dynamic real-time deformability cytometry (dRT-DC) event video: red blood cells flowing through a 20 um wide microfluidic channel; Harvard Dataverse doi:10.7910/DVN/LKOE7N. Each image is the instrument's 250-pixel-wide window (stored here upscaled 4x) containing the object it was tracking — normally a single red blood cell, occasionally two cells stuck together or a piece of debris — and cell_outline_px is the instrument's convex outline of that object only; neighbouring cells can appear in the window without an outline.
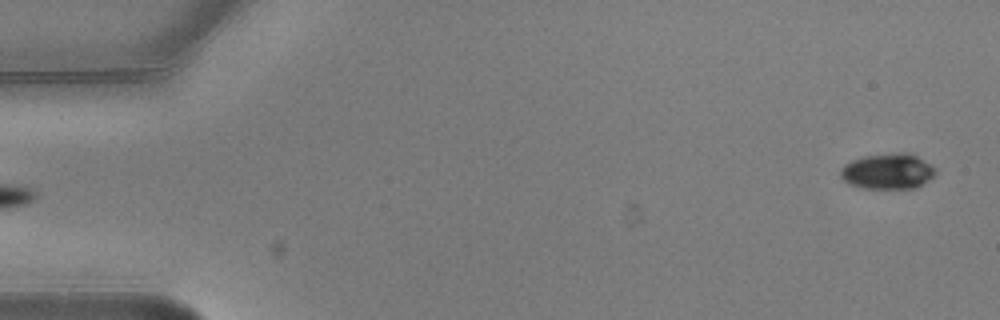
{"species": "common noctule bat (a hibernating species)", "species_latin": "Nyctalus noctula", "temperature_condition": "warm", "stored_images_in_passage": 3, "camera_frame_rate_fps": 3000, "um_per_image_px": 0.085, "animal": {"sex": "male", "body_mass_g": 20.5, "forearm_length_mm": 52.5}, "frame": {"image": 1, "passage_image": 3, "time_ms": 0.667, "image_size_px": [1000, 320], "cell_outline_px": [[936, 172], [928, 180], [916, 188], [864, 188], [848, 184], [840, 176], [840, 168], [844, 164], [852, 160], [864, 156], [904, 152], [908, 152], [916, 156], [936, 168]], "centroid_in_image_um": [75.43, 14.56], "position_along_channel_um": 9.6, "area_um2": 19.59}}